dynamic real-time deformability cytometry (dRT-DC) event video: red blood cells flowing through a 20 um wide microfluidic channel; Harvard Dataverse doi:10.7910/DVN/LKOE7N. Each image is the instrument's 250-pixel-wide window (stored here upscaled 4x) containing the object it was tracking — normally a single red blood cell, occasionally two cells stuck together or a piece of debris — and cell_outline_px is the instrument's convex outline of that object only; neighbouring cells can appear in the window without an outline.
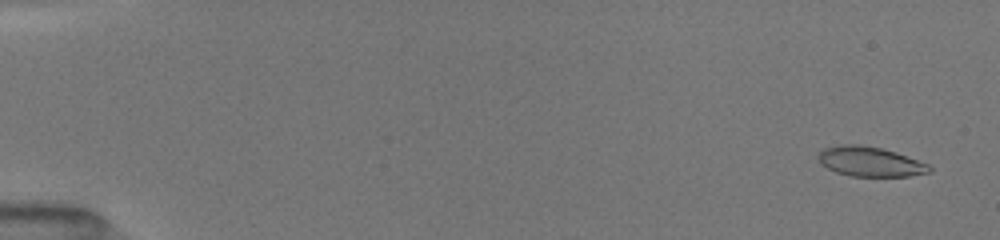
{"species": "common noctule bat (a hibernating species)", "species_latin": "Nyctalus noctula", "temperature_condition": "room temperature", "stored_images_in_passage": 13, "camera_frame_rate_fps": 3000, "um_per_image_px": 0.085, "animal": {"sex": "female", "body_mass_g": 19.5, "forearm_length_mm": 54.1}, "frame": {"image": 1, "passage_image": 3, "time_ms": 0.667, "image_size_px": [1000, 240], "cell_outline_px": [[932, 172], [908, 176], [852, 176], [836, 172], [820, 164], [816, 156], [824, 148], [840, 144], [860, 144], [880, 148], [896, 152], [928, 164], [932, 168]], "centroid_in_image_um": [73.94, 13.73], "position_along_channel_um": 11.1, "area_um2": 19.31}}
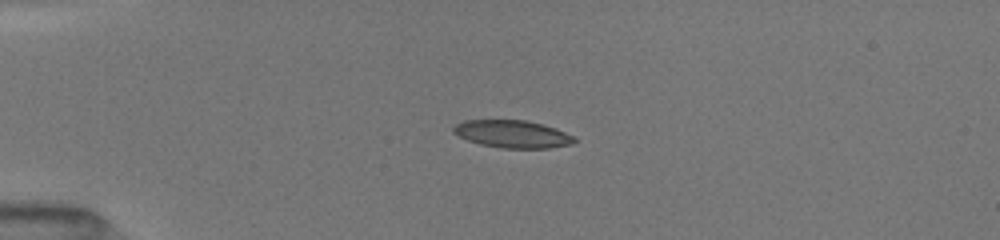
{"frame": {"image": 2, "passage_image": 11, "time_ms": 4.333, "image_size_px": [1000, 240], "cell_outline_px": [[576, 140], [572, 144], [548, 148], [500, 148], [480, 144], [468, 140], [452, 132], [452, 128], [456, 124], [464, 120], [524, 120], [556, 128], [576, 136]], "centroid_in_image_um": [43.57, 11.39], "position_along_channel_um": 41.4, "area_um2": 19.42}}